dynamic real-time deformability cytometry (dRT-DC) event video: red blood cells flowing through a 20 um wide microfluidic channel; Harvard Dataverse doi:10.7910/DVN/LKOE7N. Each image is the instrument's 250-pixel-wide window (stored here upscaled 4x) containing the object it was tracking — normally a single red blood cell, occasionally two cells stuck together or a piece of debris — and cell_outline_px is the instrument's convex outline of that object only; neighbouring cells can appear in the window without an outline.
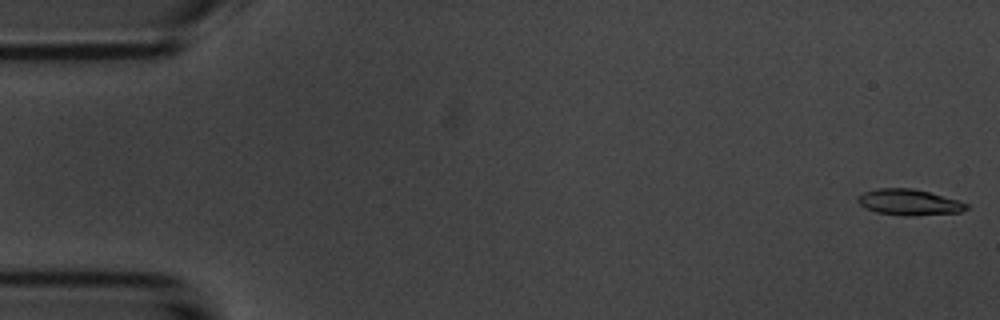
{"species": "common noctule bat (a hibernating species)", "species_latin": "Nyctalus noctula", "temperature_condition": "room temperature", "stored_images_in_passage": 54, "camera_frame_rate_fps": 3000, "um_per_image_px": 0.085, "animal": {"sex": "male", "body_mass_g": 20.1, "forearm_length_mm": 53.5}, "frame": {"image": 1, "passage_image": 1, "time_ms": 0.0, "image_size_px": [1000, 320], "cell_outline_px": [[968, 208], [960, 212], [904, 216], [876, 212], [864, 208], [856, 200], [864, 192], [876, 188], [912, 188], [960, 200], [968, 204]], "centroid_in_image_um": [77.26, 17.19], "position_along_channel_um": 7.7, "area_um2": 16.36}}
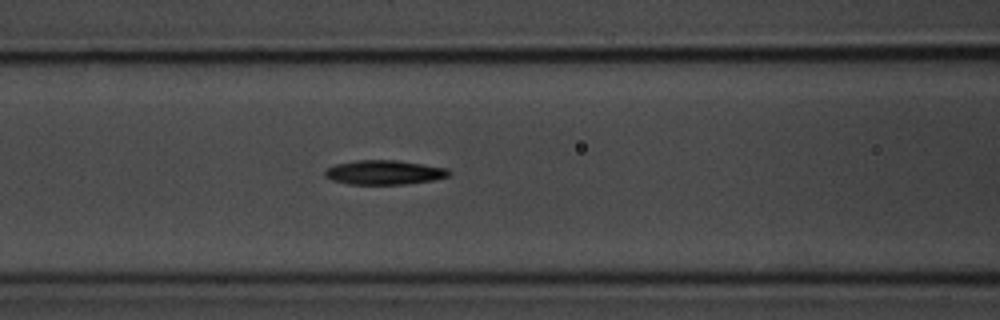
{"frame": {"image": 2, "passage_image": 22, "time_ms": 7.0, "image_size_px": [1000, 320], "cell_outline_px": [[452, 172], [448, 176], [432, 180], [408, 184], [348, 184], [332, 180], [324, 176], [324, 172], [328, 168], [336, 164], [356, 160], [396, 160], [448, 168]], "centroid_in_image_um": [32.66, 14.65], "position_along_channel_um": 133.9, "area_um2": 17.57}}
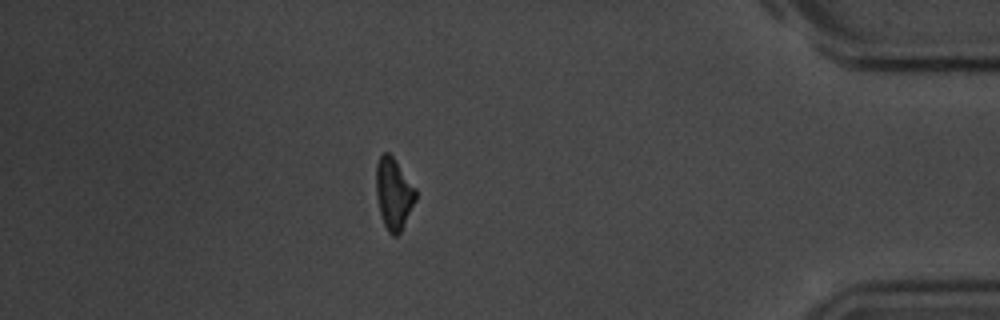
{"frame": {"image": 3, "passage_image": 47, "time_ms": 15.333, "image_size_px": [1000, 320], "cell_outline_px": [[416, 200], [400, 232], [396, 236], [392, 236], [388, 232], [384, 224], [380, 212], [376, 196], [376, 164], [380, 156], [384, 152], [388, 152], [396, 160], [416, 188]], "centroid_in_image_um": [33.46, 16.44], "position_along_channel_um": 401.7, "area_um2": 16.47}, "authors_computed_cell_mechanics": {"area_um2": 16.8198, "velocity_mm_per_s": 3.7212, "shape_relaxation_time_tau1_ms": 2.1874, "shape_relaxation_time_tau2_ms": null, "deformation_change_tau1": 0.15, "deformation_change_tau2": null}}